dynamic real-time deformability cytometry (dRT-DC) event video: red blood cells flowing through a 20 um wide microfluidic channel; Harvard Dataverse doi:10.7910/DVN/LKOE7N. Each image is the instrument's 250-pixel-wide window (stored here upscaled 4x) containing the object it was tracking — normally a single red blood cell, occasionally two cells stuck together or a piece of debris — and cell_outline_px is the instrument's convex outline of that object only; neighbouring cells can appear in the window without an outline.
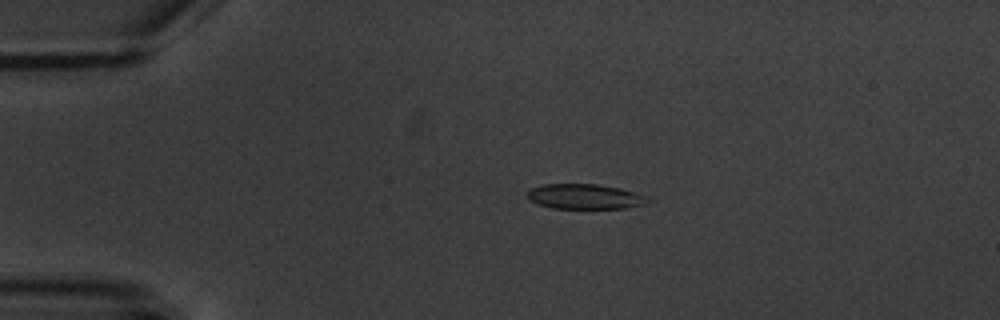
{"species": "common noctule bat (a hibernating species)", "species_latin": "Nyctalus noctula", "temperature_condition": "warm", "stored_images_in_passage": 3, "camera_frame_rate_fps": 3000, "um_per_image_px": 0.085, "animal": {"sex": "male", "body_mass_g": 20.1, "forearm_length_mm": 53.5}, "frame": {"image": 1, "passage_image": 3, "time_ms": 2.333, "image_size_px": [1000, 320], "cell_outline_px": [[656, 200], [648, 204], [624, 208], [552, 208], [536, 204], [528, 200], [524, 196], [528, 188], [544, 184], [596, 184], [620, 188], [648, 196]], "centroid_in_image_um": [49.71, 16.71], "position_along_channel_um": 35.3, "area_um2": 18.09}}